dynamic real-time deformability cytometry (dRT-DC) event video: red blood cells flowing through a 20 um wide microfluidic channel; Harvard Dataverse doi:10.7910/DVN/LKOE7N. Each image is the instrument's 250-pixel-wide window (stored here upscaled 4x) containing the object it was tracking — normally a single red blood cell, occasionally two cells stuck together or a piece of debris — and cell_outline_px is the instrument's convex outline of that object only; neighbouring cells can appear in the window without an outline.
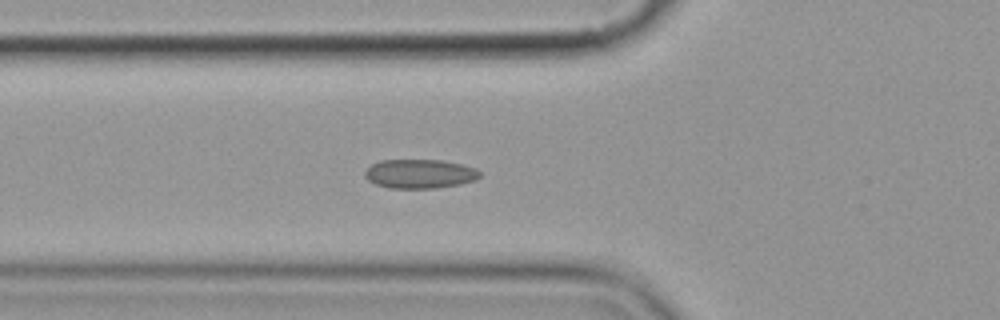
{"species": "common noctule bat (a hibernating species)", "species_latin": "Nyctalus noctula", "temperature_condition": "cold", "stored_images_in_passage": 5, "camera_frame_rate_fps": 3000, "um_per_image_px": 0.085, "animal": {"sex": "female", "body_mass_g": 19.9}, "frame": {"image": 1, "passage_image": 5, "time_ms": 5.333, "image_size_px": [1000, 320], "cell_outline_px": [[480, 176], [476, 180], [460, 184], [436, 188], [388, 188], [376, 184], [368, 180], [364, 176], [364, 172], [372, 164], [380, 160], [444, 160], [476, 168], [480, 172]], "centroid_in_image_um": [35.68, 14.77], "position_along_channel_um": 90.1, "area_um2": 19.54}}